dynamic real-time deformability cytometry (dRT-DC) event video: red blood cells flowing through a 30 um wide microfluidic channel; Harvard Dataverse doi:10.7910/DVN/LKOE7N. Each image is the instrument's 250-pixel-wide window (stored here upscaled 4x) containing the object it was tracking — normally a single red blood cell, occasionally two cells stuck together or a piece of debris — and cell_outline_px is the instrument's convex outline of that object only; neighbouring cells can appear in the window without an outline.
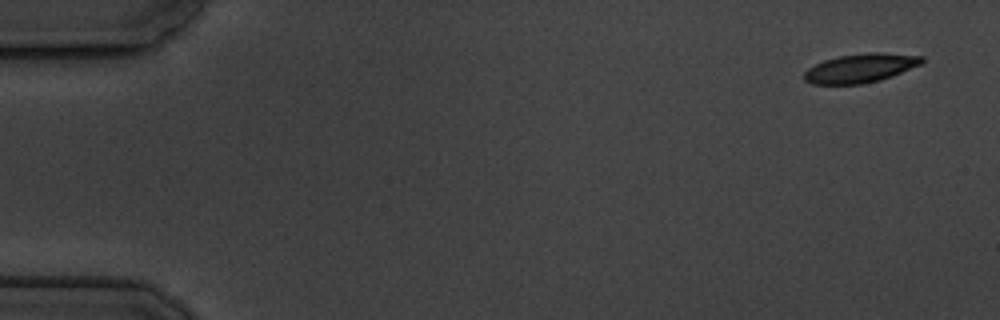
{"species": "common noctule bat (a hibernating species)", "species_latin": "Nyctalus noctula", "temperature_condition": "cold", "stored_images_in_passage": 6, "camera_frame_rate_fps": 3000, "um_per_image_px": 0.085, "animal": {"sex": "male", "body_mass_g": 19.5, "forearm_length_mm": 54.6}, "frame": {"image": 1, "passage_image": 1, "time_ms": 0.0, "image_size_px": [1000, 320], "cell_outline_px": [[924, 60], [920, 64], [892, 76], [880, 80], [860, 84], [812, 84], [804, 80], [804, 72], [808, 68], [824, 60], [840, 56], [868, 52], [876, 52], [924, 56]], "centroid_in_image_um": [73.12, 5.79], "position_along_channel_um": 11.9, "area_um2": 19.65}}
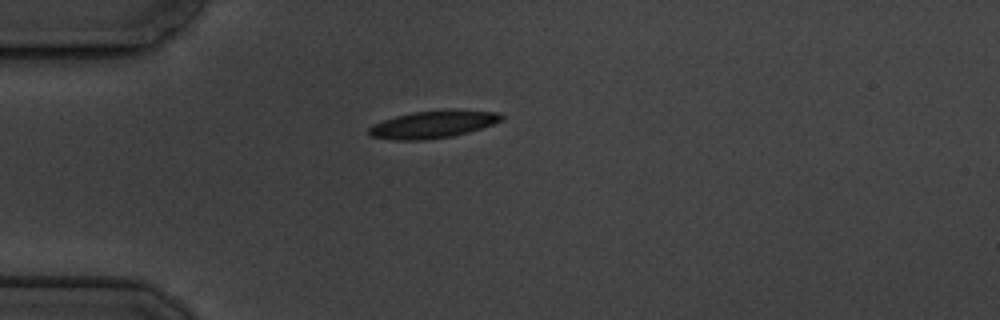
{"frame": {"image": 2, "passage_image": 4, "time_ms": 4.333, "image_size_px": [1000, 320], "cell_outline_px": [[504, 120], [468, 132], [452, 136], [424, 140], [396, 140], [368, 136], [368, 128], [372, 124], [396, 116], [416, 112], [448, 108], [456, 108], [496, 112], [504, 116]], "centroid_in_image_um": [36.82, 10.55], "position_along_channel_um": 48.2, "area_um2": 21.44}}